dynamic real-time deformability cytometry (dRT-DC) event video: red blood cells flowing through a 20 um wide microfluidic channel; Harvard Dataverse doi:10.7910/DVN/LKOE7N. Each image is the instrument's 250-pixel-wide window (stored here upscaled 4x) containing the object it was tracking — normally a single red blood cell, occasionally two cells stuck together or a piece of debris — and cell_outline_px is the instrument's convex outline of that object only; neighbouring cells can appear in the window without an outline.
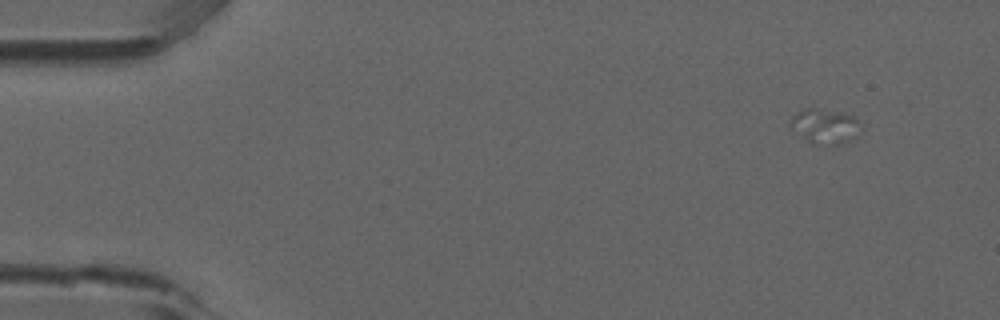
{"species": "common noctule bat (a hibernating species)", "species_latin": "Nyctalus noctula", "temperature_condition": "room temperature", "stored_images_in_passage": 2, "camera_frame_rate_fps": 3000, "um_per_image_px": 0.085, "animal": {"sex": "male", "forearm_length_mm": 52.5}, "frame": {"image": 1, "passage_image": 2, "time_ms": 0.333, "image_size_px": [1000, 320], "cell_outline_px": [[864, 128], [856, 136], [840, 144], [812, 144], [804, 136], [792, 120], [792, 116], [796, 112], [804, 108], [816, 108], [840, 112], [852, 116], [864, 124]], "centroid_in_image_um": [70.26, 10.7], "position_along_channel_um": 14.7, "area_um2": 13.76}}